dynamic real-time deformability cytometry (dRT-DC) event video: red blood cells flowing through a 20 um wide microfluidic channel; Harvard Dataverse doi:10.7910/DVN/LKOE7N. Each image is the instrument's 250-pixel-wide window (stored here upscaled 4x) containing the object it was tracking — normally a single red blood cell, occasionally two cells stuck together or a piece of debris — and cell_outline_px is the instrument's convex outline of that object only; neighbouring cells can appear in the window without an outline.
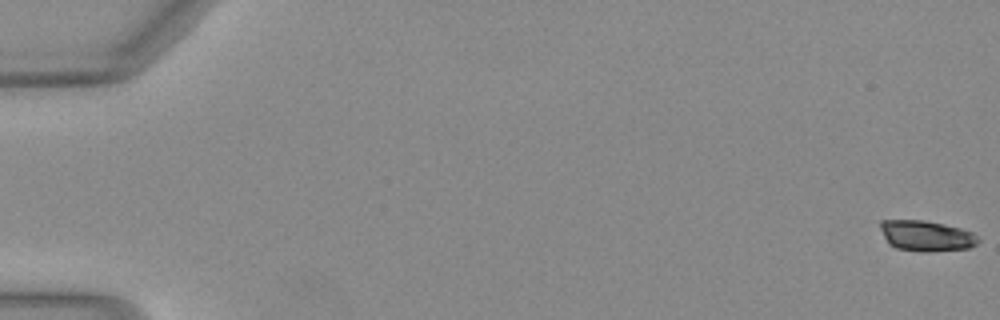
{"species": "Egyptian fruit bat (a non-hibernating species)", "species_latin": "Rousettus aegyptiacus", "temperature_condition": "warm", "stored_images_in_passage": 53, "segment_of_instrument_passage": [1, 2], "camera_frame_rate_fps": 3000, "um_per_image_px": 0.085, "animal": {"sex": "female"}, "frame": {"image": 1, "passage_image": 1, "time_ms": 0.0, "image_size_px": [1000, 320], "cell_outline_px": [[980, 240], [976, 244], [968, 248], [924, 252], [896, 248], [888, 244], [880, 228], [880, 220], [924, 220], [944, 224], [960, 228], [972, 232]], "centroid_in_image_um": [78.71, 20.04], "position_along_channel_um": 6.3, "area_um2": 17.4}}
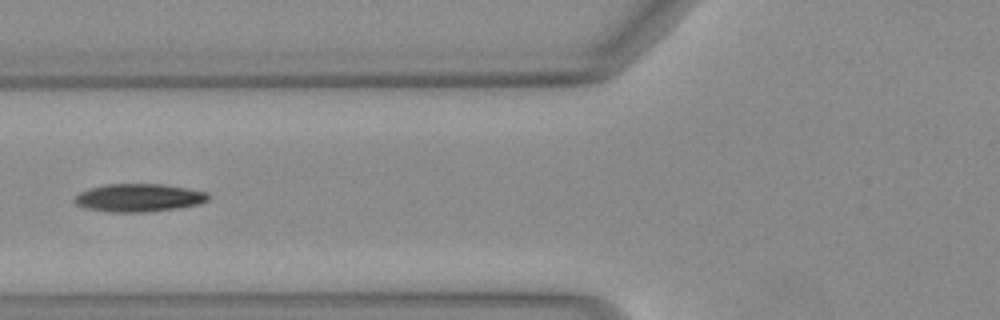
{"frame": {"image": 2, "passage_image": 22, "time_ms": 7.0, "image_size_px": [1000, 320], "cell_outline_px": [[208, 200], [196, 204], [180, 208], [144, 212], [108, 212], [84, 208], [76, 204], [72, 200], [80, 192], [88, 188], [108, 184], [160, 184], [208, 192]], "centroid_in_image_um": [11.74, 16.81], "position_along_channel_um": 114.1, "area_um2": 21.73}}
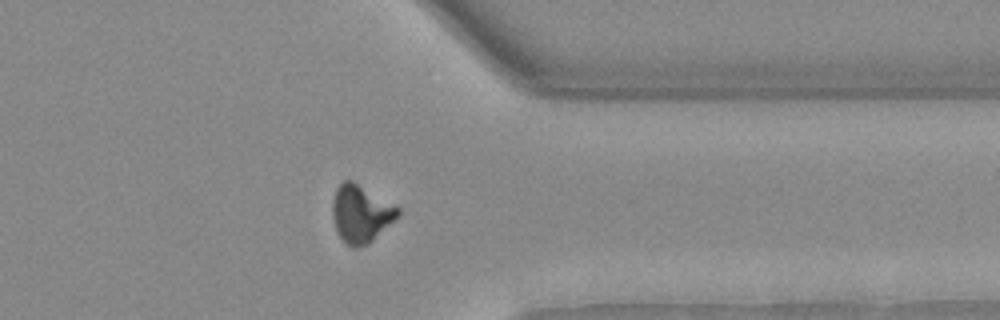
{"frame": {"image": 3, "passage_image": 42, "time_ms": 13.667, "image_size_px": [1000, 320], "cell_outline_px": [[400, 212], [368, 244], [356, 248], [352, 248], [340, 236], [336, 228], [332, 216], [332, 200], [336, 188], [344, 180], [352, 180], [400, 208]], "centroid_in_image_um": [30.63, 18.14], "position_along_channel_um": 380.8, "area_um2": 21.39}}